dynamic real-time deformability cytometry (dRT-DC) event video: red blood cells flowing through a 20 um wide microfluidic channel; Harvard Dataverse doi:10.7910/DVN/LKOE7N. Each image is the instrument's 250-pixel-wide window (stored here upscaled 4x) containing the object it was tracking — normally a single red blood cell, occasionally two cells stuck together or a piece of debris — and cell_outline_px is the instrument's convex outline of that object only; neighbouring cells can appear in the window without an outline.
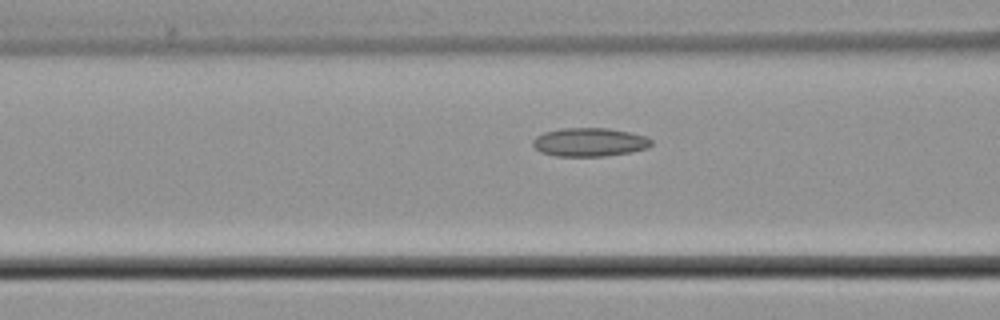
{"species": "common noctule bat (a hibernating species)", "species_latin": "Nyctalus noctula", "temperature_condition": "cold", "stored_images_in_passage": 18, "camera_frame_rate_fps": 3000, "um_per_image_px": 0.085, "animal": {"sex": "male", "body_mass_g": 21.5, "forearm_length_mm": 52.0}, "frame": {"image": 1, "passage_image": 16, "time_ms": 5.0, "image_size_px": [1000, 320], "cell_outline_px": [[652, 144], [648, 148], [632, 152], [604, 156], [556, 156], [540, 152], [532, 144], [532, 140], [536, 136], [544, 132], [560, 128], [608, 128], [648, 136], [652, 140]], "centroid_in_image_um": [50.12, 12.08], "position_along_channel_um": 116.5, "area_um2": 19.88}}